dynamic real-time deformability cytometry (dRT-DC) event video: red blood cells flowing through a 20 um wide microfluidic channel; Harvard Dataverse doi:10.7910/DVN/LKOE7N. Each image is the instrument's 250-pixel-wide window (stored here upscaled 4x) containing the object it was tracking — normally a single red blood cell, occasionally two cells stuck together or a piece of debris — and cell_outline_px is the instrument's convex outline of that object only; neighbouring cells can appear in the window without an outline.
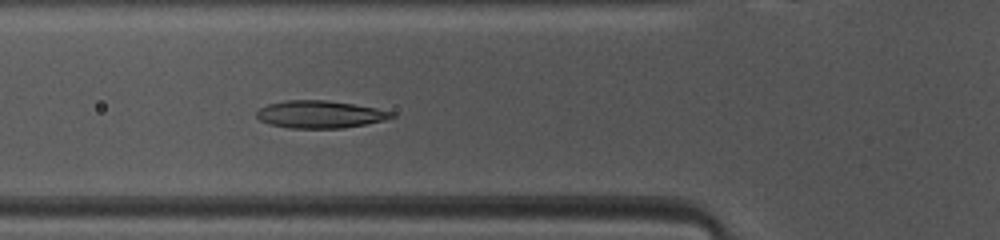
{"species": "common noctule bat (a hibernating species)", "species_latin": "Nyctalus noctula", "temperature_condition": "warm", "stored_images_in_passage": 30, "camera_frame_rate_fps": 3000, "um_per_image_px": 0.085, "animal": {"sex": "female", "body_mass_g": 10.0, "forearm_length_mm": 53.1}, "frame": {"image": 1, "passage_image": 6, "time_ms": 1.667, "image_size_px": [1000, 240], "cell_outline_px": [[396, 116], [384, 120], [344, 128], [288, 128], [272, 124], [260, 120], [256, 116], [256, 112], [260, 108], [268, 104], [288, 100], [324, 100], [352, 104], [376, 108], [396, 112]], "centroid_in_image_um": [27.22, 9.72], "position_along_channel_um": 98.6, "area_um2": 21.44}}
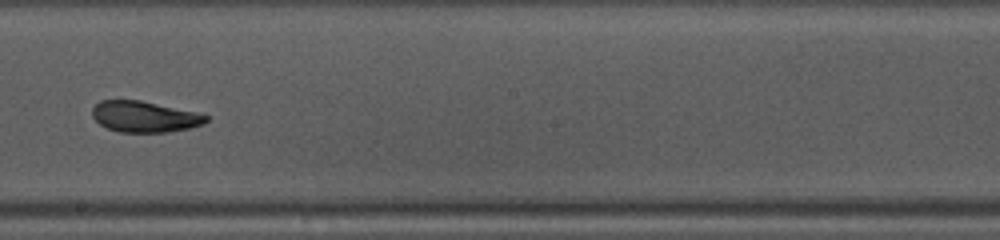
{"frame": {"image": 2, "passage_image": 16, "time_ms": 5.0, "image_size_px": [1000, 240], "cell_outline_px": [[208, 120], [204, 124], [188, 128], [168, 132], [120, 132], [108, 128], [100, 124], [92, 116], [92, 108], [100, 100], [140, 100], [204, 112], [208, 116]], "centroid_in_image_um": [12.35, 9.9], "position_along_channel_um": 235.8, "area_um2": 20.92}}
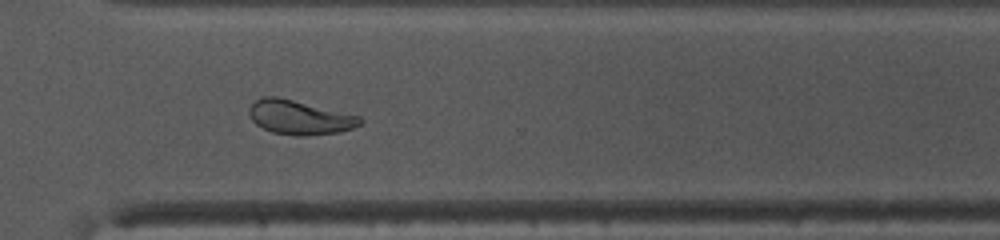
{"frame": {"image": 3, "passage_image": 24, "time_ms": 7.667, "image_size_px": [1000, 240], "cell_outline_px": [[364, 120], [360, 124], [352, 128], [340, 132], [308, 136], [296, 136], [272, 132], [256, 124], [252, 120], [248, 112], [248, 108], [256, 100], [264, 96], [280, 96], [360, 116]], "centroid_in_image_um": [25.46, 9.97], "position_along_channel_um": 345.1, "area_um2": 22.31}, "authors_computed_cell_mechanics": {"area_um2": 21.4438, "velocity_mm_per_s": 4.1059, "shape_relaxation_time_tau1_ms": 5.7563, "shape_relaxation_time_tau2_ms": 1.5352, "deformation_change_tau1": 0.1787, "deformation_change_tau2": 0.0754}}